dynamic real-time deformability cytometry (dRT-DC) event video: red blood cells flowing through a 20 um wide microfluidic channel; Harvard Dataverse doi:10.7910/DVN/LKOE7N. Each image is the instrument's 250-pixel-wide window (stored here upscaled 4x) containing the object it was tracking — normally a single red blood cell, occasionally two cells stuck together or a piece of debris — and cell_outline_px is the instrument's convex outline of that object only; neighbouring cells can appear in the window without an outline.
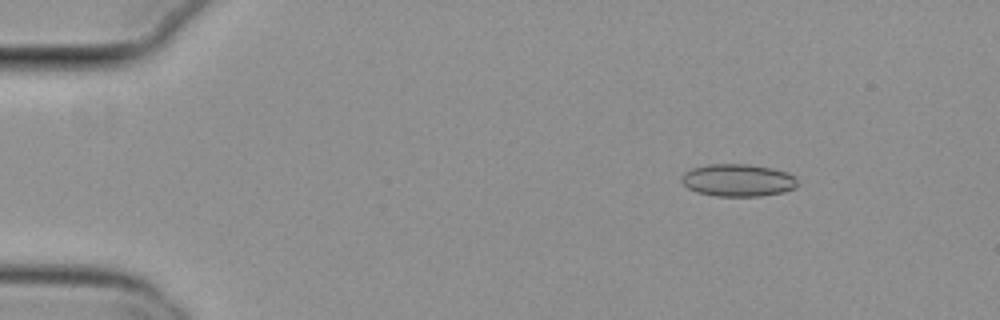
{"species": "common noctule bat (a hibernating species)", "species_latin": "Nyctalus noctula", "temperature_condition": "cold", "stored_images_in_passage": 51, "camera_frame_rate_fps": 3000, "um_per_image_px": 0.085, "animal": {"sex": "female", "body_mass_g": 29.2, "forearm_length_mm": 56.3}, "frame": {"image": 1, "passage_image": 4, "time_ms": 1.0, "image_size_px": [1000, 320], "cell_outline_px": [[796, 188], [784, 192], [760, 196], [716, 196], [700, 192], [688, 188], [680, 180], [680, 176], [684, 172], [692, 168], [708, 164], [748, 164], [772, 168], [788, 172], [796, 176]], "centroid_in_image_um": [62.73, 15.31], "position_along_channel_um": 22.3, "area_um2": 22.02}}
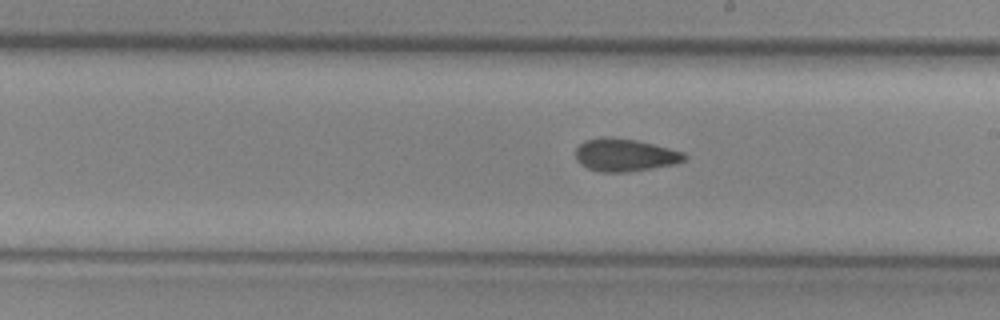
{"frame": {"image": 2, "passage_image": 28, "time_ms": 9.0, "image_size_px": [1000, 320], "cell_outline_px": [[688, 156], [684, 160], [676, 164], [652, 168], [624, 172], [600, 172], [588, 168], [580, 164], [576, 160], [576, 148], [584, 140], [600, 136], [608, 136], [636, 140], [684, 152]], "centroid_in_image_um": [53.09, 13.17], "position_along_channel_um": 235.9, "area_um2": 20.81}}
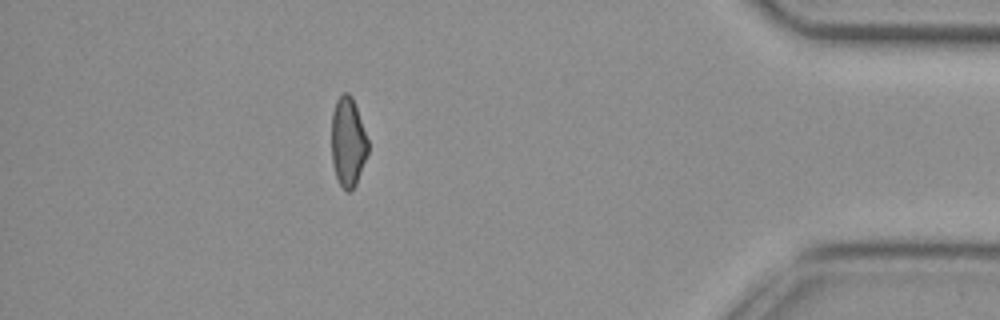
{"frame": {"image": 3, "passage_image": 45, "time_ms": 14.667, "image_size_px": [1000, 320], "cell_outline_px": [[368, 152], [356, 184], [348, 192], [344, 192], [336, 176], [332, 164], [332, 112], [336, 100], [344, 92], [348, 92], [352, 96], [368, 140]], "centroid_in_image_um": [29.57, 12.08], "position_along_channel_um": 405.6, "area_um2": 18.9}, "authors_computed_cell_mechanics": {"area_um2": 20.4612, "velocity_mm_per_s": 3.8056, "shape_relaxation_time_tau1_ms": 11.1734, "shape_relaxation_time_tau2_ms": 3.1392, "deformation_change_tau1": 0.1749, "deformation_change_tau2": 0.0989}}